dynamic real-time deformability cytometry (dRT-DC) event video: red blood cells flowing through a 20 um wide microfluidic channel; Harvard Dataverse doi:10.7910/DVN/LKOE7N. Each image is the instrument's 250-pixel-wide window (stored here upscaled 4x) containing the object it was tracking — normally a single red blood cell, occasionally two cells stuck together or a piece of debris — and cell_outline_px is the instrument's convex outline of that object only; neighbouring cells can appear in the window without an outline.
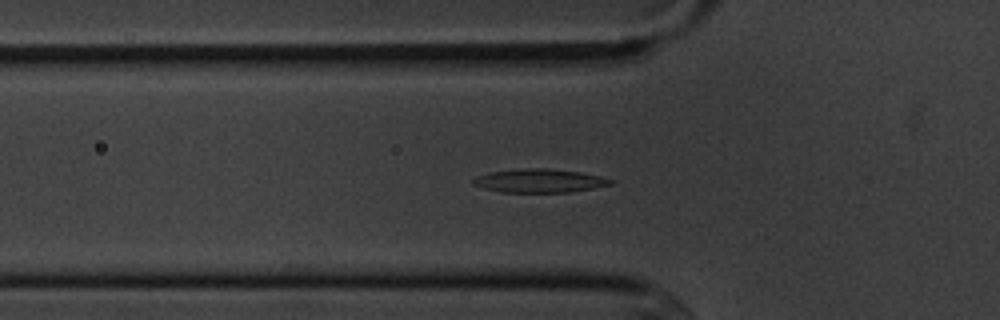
{"species": "common noctule bat (a hibernating species)", "species_latin": "Nyctalus noctula", "temperature_condition": "cold", "stored_images_in_passage": 57, "segment_of_instrument_passage": [1, 2], "camera_frame_rate_fps": 3000, "um_per_image_px": 0.085, "animal": {"sex": "male", "body_mass_g": 20.1, "forearm_length_mm": 53.5}, "frame": {"image": 1, "passage_image": 19, "time_ms": 6.0, "image_size_px": [1000, 320], "cell_outline_px": [[616, 180], [612, 184], [592, 188], [568, 192], [500, 192], [484, 188], [472, 184], [472, 180], [476, 176], [492, 172], [520, 168], [548, 168], [580, 172], [600, 176]], "centroid_in_image_um": [45.85, 15.36], "position_along_channel_um": 79.9, "area_um2": 18.84}}
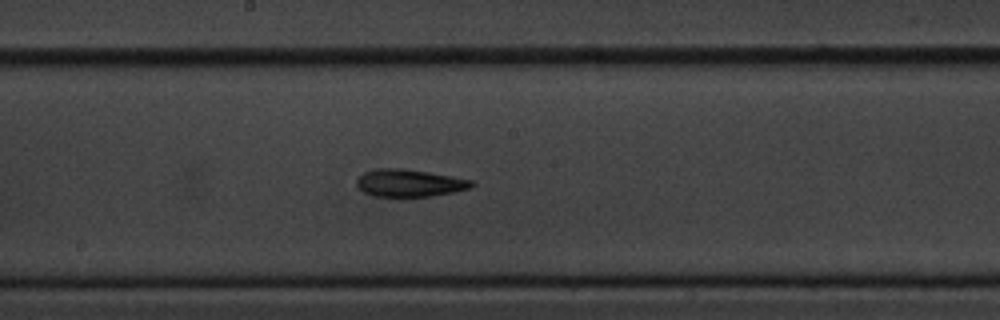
{"frame": {"image": 2, "passage_image": 30, "time_ms": 9.667, "image_size_px": [1000, 320], "cell_outline_px": [[476, 184], [472, 188], [432, 196], [400, 200], [372, 196], [364, 192], [356, 184], [356, 180], [364, 172], [376, 168], [400, 168], [428, 172], [452, 176], [472, 180]], "centroid_in_image_um": [34.78, 15.61], "position_along_channel_um": 213.4, "area_um2": 19.19}}
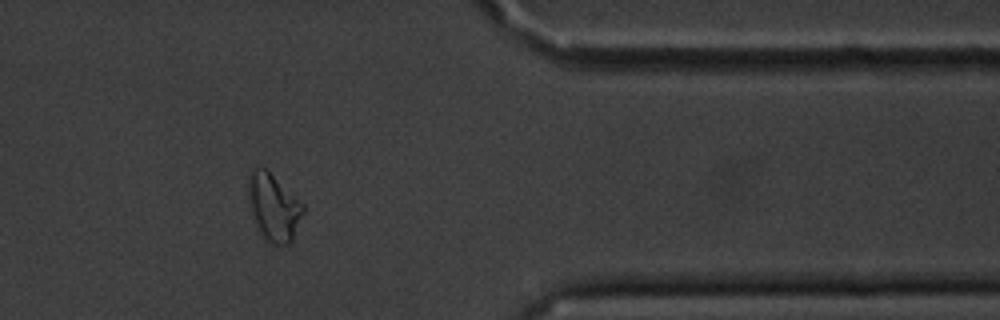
{"frame": {"image": 3, "passage_image": 46, "time_ms": 15.0, "image_size_px": [1000, 320], "cell_outline_px": [[304, 212], [292, 240], [288, 244], [272, 244], [264, 240], [252, 216], [248, 196], [248, 176], [252, 168], [256, 164], [264, 168], [304, 204]], "centroid_in_image_um": [23.23, 17.6], "position_along_channel_um": 388.2, "area_um2": 21.39}}